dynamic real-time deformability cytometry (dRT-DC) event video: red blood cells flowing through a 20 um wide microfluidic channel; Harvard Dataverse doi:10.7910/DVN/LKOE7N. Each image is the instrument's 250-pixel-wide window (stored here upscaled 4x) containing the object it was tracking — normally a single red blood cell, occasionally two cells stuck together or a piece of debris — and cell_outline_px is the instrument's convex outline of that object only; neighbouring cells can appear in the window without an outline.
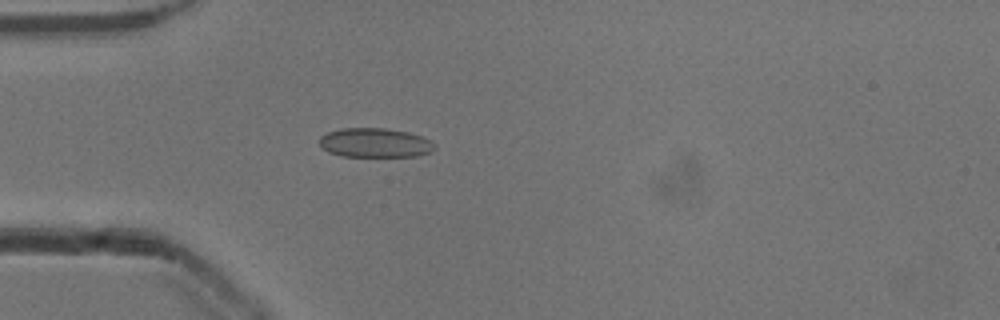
{"species": "common noctule bat (a hibernating species)", "species_latin": "Nyctalus noctula", "temperature_condition": "cold", "stored_images_in_passage": 4, "camera_frame_rate_fps": 3000, "um_per_image_px": 0.085, "animal": {"sex": "male", "body_mass_g": 13.3}, "frame": {"image": 1, "passage_image": 2, "time_ms": 0.333, "image_size_px": [1000, 320], "cell_outline_px": [[436, 148], [432, 152], [416, 156], [340, 156], [328, 152], [320, 144], [320, 136], [328, 132], [340, 128], [384, 128], [408, 132], [420, 136], [436, 144]], "centroid_in_image_um": [31.88, 12.14], "position_along_channel_um": 53.1, "area_um2": 19.65}}